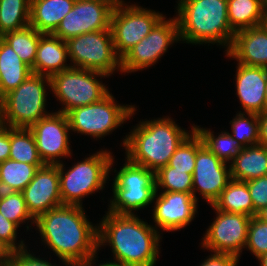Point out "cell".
I'll return each instance as SVG.
<instances>
[{"instance_id":"60d3db41","label":"cell","mask_w":267,"mask_h":266,"mask_svg":"<svg viewBox=\"0 0 267 266\" xmlns=\"http://www.w3.org/2000/svg\"><path fill=\"white\" fill-rule=\"evenodd\" d=\"M10 156V127L0 124V163Z\"/></svg>"},{"instance_id":"f907efd6","label":"cell","mask_w":267,"mask_h":266,"mask_svg":"<svg viewBox=\"0 0 267 266\" xmlns=\"http://www.w3.org/2000/svg\"><path fill=\"white\" fill-rule=\"evenodd\" d=\"M263 2H264V4H265V6L267 5V0H263Z\"/></svg>"},{"instance_id":"7bdbcfd3","label":"cell","mask_w":267,"mask_h":266,"mask_svg":"<svg viewBox=\"0 0 267 266\" xmlns=\"http://www.w3.org/2000/svg\"><path fill=\"white\" fill-rule=\"evenodd\" d=\"M11 251L0 240V266H5L9 260Z\"/></svg>"},{"instance_id":"5bb4252c","label":"cell","mask_w":267,"mask_h":266,"mask_svg":"<svg viewBox=\"0 0 267 266\" xmlns=\"http://www.w3.org/2000/svg\"><path fill=\"white\" fill-rule=\"evenodd\" d=\"M211 206L217 216L202 238V246L214 253L240 257V252L242 253L246 245L251 217L246 214L223 212Z\"/></svg>"},{"instance_id":"2e32d148","label":"cell","mask_w":267,"mask_h":266,"mask_svg":"<svg viewBox=\"0 0 267 266\" xmlns=\"http://www.w3.org/2000/svg\"><path fill=\"white\" fill-rule=\"evenodd\" d=\"M34 135L38 154L44 164L57 165V160L71 155L69 146V122L66 114L50 113L29 127Z\"/></svg>"},{"instance_id":"bcb514c9","label":"cell","mask_w":267,"mask_h":266,"mask_svg":"<svg viewBox=\"0 0 267 266\" xmlns=\"http://www.w3.org/2000/svg\"><path fill=\"white\" fill-rule=\"evenodd\" d=\"M257 259L260 262V266H267V253L259 256Z\"/></svg>"},{"instance_id":"7c38bea8","label":"cell","mask_w":267,"mask_h":266,"mask_svg":"<svg viewBox=\"0 0 267 266\" xmlns=\"http://www.w3.org/2000/svg\"><path fill=\"white\" fill-rule=\"evenodd\" d=\"M165 19L163 16L150 33L121 59V73L136 72L155 64L170 45L180 41L176 17Z\"/></svg>"},{"instance_id":"f6af8a7d","label":"cell","mask_w":267,"mask_h":266,"mask_svg":"<svg viewBox=\"0 0 267 266\" xmlns=\"http://www.w3.org/2000/svg\"><path fill=\"white\" fill-rule=\"evenodd\" d=\"M261 26L267 31V5L264 7Z\"/></svg>"},{"instance_id":"9a60e30c","label":"cell","mask_w":267,"mask_h":266,"mask_svg":"<svg viewBox=\"0 0 267 266\" xmlns=\"http://www.w3.org/2000/svg\"><path fill=\"white\" fill-rule=\"evenodd\" d=\"M231 180L227 163L212 153L197 134V157L192 175L193 197L198 201L195 193L200 191V195L213 205Z\"/></svg>"},{"instance_id":"74e56055","label":"cell","mask_w":267,"mask_h":266,"mask_svg":"<svg viewBox=\"0 0 267 266\" xmlns=\"http://www.w3.org/2000/svg\"><path fill=\"white\" fill-rule=\"evenodd\" d=\"M17 228L18 226L15 223L9 221L0 213V240L11 252L27 248L22 240L16 246Z\"/></svg>"},{"instance_id":"6da1fadb","label":"cell","mask_w":267,"mask_h":266,"mask_svg":"<svg viewBox=\"0 0 267 266\" xmlns=\"http://www.w3.org/2000/svg\"><path fill=\"white\" fill-rule=\"evenodd\" d=\"M42 241L63 264L79 266L94 261L98 247V226L85 216L82 206L62 205L39 216L35 223Z\"/></svg>"},{"instance_id":"603a6c76","label":"cell","mask_w":267,"mask_h":266,"mask_svg":"<svg viewBox=\"0 0 267 266\" xmlns=\"http://www.w3.org/2000/svg\"><path fill=\"white\" fill-rule=\"evenodd\" d=\"M231 178L249 181L267 175V147L261 144L244 147L240 154L230 162Z\"/></svg>"},{"instance_id":"d590c367","label":"cell","mask_w":267,"mask_h":266,"mask_svg":"<svg viewBox=\"0 0 267 266\" xmlns=\"http://www.w3.org/2000/svg\"><path fill=\"white\" fill-rule=\"evenodd\" d=\"M245 248L250 250L256 258L267 253V223L257 216L250 218Z\"/></svg>"},{"instance_id":"e575fe53","label":"cell","mask_w":267,"mask_h":266,"mask_svg":"<svg viewBox=\"0 0 267 266\" xmlns=\"http://www.w3.org/2000/svg\"><path fill=\"white\" fill-rule=\"evenodd\" d=\"M197 157V132L194 130L175 150L168 166L193 175Z\"/></svg>"},{"instance_id":"7dc6e473","label":"cell","mask_w":267,"mask_h":266,"mask_svg":"<svg viewBox=\"0 0 267 266\" xmlns=\"http://www.w3.org/2000/svg\"><path fill=\"white\" fill-rule=\"evenodd\" d=\"M94 262L93 261H91V262H88V263H85V264H82V265H79V266H93L92 264H93ZM97 266H119V265H114V264H110V263H108V262H104V263H102V264H98Z\"/></svg>"},{"instance_id":"d6a6232c","label":"cell","mask_w":267,"mask_h":266,"mask_svg":"<svg viewBox=\"0 0 267 266\" xmlns=\"http://www.w3.org/2000/svg\"><path fill=\"white\" fill-rule=\"evenodd\" d=\"M156 191L192 193V174L166 165L155 172Z\"/></svg>"},{"instance_id":"1f68e13d","label":"cell","mask_w":267,"mask_h":266,"mask_svg":"<svg viewBox=\"0 0 267 266\" xmlns=\"http://www.w3.org/2000/svg\"><path fill=\"white\" fill-rule=\"evenodd\" d=\"M244 112L237 113L236 117L230 121L232 133L230 134L244 148L250 145L259 144V119L258 114Z\"/></svg>"},{"instance_id":"ab89813d","label":"cell","mask_w":267,"mask_h":266,"mask_svg":"<svg viewBox=\"0 0 267 266\" xmlns=\"http://www.w3.org/2000/svg\"><path fill=\"white\" fill-rule=\"evenodd\" d=\"M239 257L232 254L214 253L211 254L200 266H237Z\"/></svg>"},{"instance_id":"f546056e","label":"cell","mask_w":267,"mask_h":266,"mask_svg":"<svg viewBox=\"0 0 267 266\" xmlns=\"http://www.w3.org/2000/svg\"><path fill=\"white\" fill-rule=\"evenodd\" d=\"M31 0H0V37L30 23Z\"/></svg>"},{"instance_id":"52a82bcc","label":"cell","mask_w":267,"mask_h":266,"mask_svg":"<svg viewBox=\"0 0 267 266\" xmlns=\"http://www.w3.org/2000/svg\"><path fill=\"white\" fill-rule=\"evenodd\" d=\"M113 179V199L110 200L109 211L116 214H134L154 201L156 194L155 172L135 165L128 159L116 172Z\"/></svg>"},{"instance_id":"e0dca14e","label":"cell","mask_w":267,"mask_h":266,"mask_svg":"<svg viewBox=\"0 0 267 266\" xmlns=\"http://www.w3.org/2000/svg\"><path fill=\"white\" fill-rule=\"evenodd\" d=\"M22 194L34 220L49 210L62 206L58 165L45 164L39 168Z\"/></svg>"},{"instance_id":"f35d334b","label":"cell","mask_w":267,"mask_h":266,"mask_svg":"<svg viewBox=\"0 0 267 266\" xmlns=\"http://www.w3.org/2000/svg\"><path fill=\"white\" fill-rule=\"evenodd\" d=\"M5 266H57L47 260L34 256L26 248L11 252L10 258ZM65 266H71L66 264Z\"/></svg>"},{"instance_id":"ffe728a7","label":"cell","mask_w":267,"mask_h":266,"mask_svg":"<svg viewBox=\"0 0 267 266\" xmlns=\"http://www.w3.org/2000/svg\"><path fill=\"white\" fill-rule=\"evenodd\" d=\"M226 55L239 64L267 68V31L260 25L236 32Z\"/></svg>"},{"instance_id":"d6986e66","label":"cell","mask_w":267,"mask_h":266,"mask_svg":"<svg viewBox=\"0 0 267 266\" xmlns=\"http://www.w3.org/2000/svg\"><path fill=\"white\" fill-rule=\"evenodd\" d=\"M236 94L244 113L260 114L265 111L267 68L237 64Z\"/></svg>"},{"instance_id":"5b68a950","label":"cell","mask_w":267,"mask_h":266,"mask_svg":"<svg viewBox=\"0 0 267 266\" xmlns=\"http://www.w3.org/2000/svg\"><path fill=\"white\" fill-rule=\"evenodd\" d=\"M46 82V83H45ZM50 77L31 74L16 89L0 99V124L11 128H29L50 114L46 107V87Z\"/></svg>"},{"instance_id":"44dd1931","label":"cell","mask_w":267,"mask_h":266,"mask_svg":"<svg viewBox=\"0 0 267 266\" xmlns=\"http://www.w3.org/2000/svg\"><path fill=\"white\" fill-rule=\"evenodd\" d=\"M68 56L66 41L53 34H42L39 39L34 74L51 77L71 67L65 64Z\"/></svg>"},{"instance_id":"4fadbf2b","label":"cell","mask_w":267,"mask_h":266,"mask_svg":"<svg viewBox=\"0 0 267 266\" xmlns=\"http://www.w3.org/2000/svg\"><path fill=\"white\" fill-rule=\"evenodd\" d=\"M114 6L99 0H76L52 33L67 41L69 38L95 31L110 30Z\"/></svg>"},{"instance_id":"cb8c5ba5","label":"cell","mask_w":267,"mask_h":266,"mask_svg":"<svg viewBox=\"0 0 267 266\" xmlns=\"http://www.w3.org/2000/svg\"><path fill=\"white\" fill-rule=\"evenodd\" d=\"M31 74L32 69L0 37V99L16 89Z\"/></svg>"},{"instance_id":"d4e9b609","label":"cell","mask_w":267,"mask_h":266,"mask_svg":"<svg viewBox=\"0 0 267 266\" xmlns=\"http://www.w3.org/2000/svg\"><path fill=\"white\" fill-rule=\"evenodd\" d=\"M213 206L227 213L246 214L250 217L256 216L257 212L251 200L250 192L246 182L231 180L221 192Z\"/></svg>"},{"instance_id":"4dcf8cb0","label":"cell","mask_w":267,"mask_h":266,"mask_svg":"<svg viewBox=\"0 0 267 266\" xmlns=\"http://www.w3.org/2000/svg\"><path fill=\"white\" fill-rule=\"evenodd\" d=\"M194 130L201 137L203 144L225 163L233 161L243 149L229 132L222 131V133L215 137L210 129L207 130L195 125Z\"/></svg>"},{"instance_id":"836d02e7","label":"cell","mask_w":267,"mask_h":266,"mask_svg":"<svg viewBox=\"0 0 267 266\" xmlns=\"http://www.w3.org/2000/svg\"><path fill=\"white\" fill-rule=\"evenodd\" d=\"M0 213L18 227L26 220H35L31 217L26 207L22 192L0 191Z\"/></svg>"},{"instance_id":"c3c4849f","label":"cell","mask_w":267,"mask_h":266,"mask_svg":"<svg viewBox=\"0 0 267 266\" xmlns=\"http://www.w3.org/2000/svg\"><path fill=\"white\" fill-rule=\"evenodd\" d=\"M99 1L108 2V3L112 4L114 7H116L117 5H119V4L124 2L122 0H99Z\"/></svg>"},{"instance_id":"7a4b0ae2","label":"cell","mask_w":267,"mask_h":266,"mask_svg":"<svg viewBox=\"0 0 267 266\" xmlns=\"http://www.w3.org/2000/svg\"><path fill=\"white\" fill-rule=\"evenodd\" d=\"M160 232L137 215L108 212L98 226V247L112 248L119 266H154L159 254Z\"/></svg>"},{"instance_id":"7402d4cb","label":"cell","mask_w":267,"mask_h":266,"mask_svg":"<svg viewBox=\"0 0 267 266\" xmlns=\"http://www.w3.org/2000/svg\"><path fill=\"white\" fill-rule=\"evenodd\" d=\"M76 0H31L29 25L43 34H52L73 8Z\"/></svg>"},{"instance_id":"484cf974","label":"cell","mask_w":267,"mask_h":266,"mask_svg":"<svg viewBox=\"0 0 267 266\" xmlns=\"http://www.w3.org/2000/svg\"><path fill=\"white\" fill-rule=\"evenodd\" d=\"M265 4L263 0H227L229 25L238 31L260 26Z\"/></svg>"},{"instance_id":"ac0fdd59","label":"cell","mask_w":267,"mask_h":266,"mask_svg":"<svg viewBox=\"0 0 267 266\" xmlns=\"http://www.w3.org/2000/svg\"><path fill=\"white\" fill-rule=\"evenodd\" d=\"M156 199L153 211V220L163 231H177L183 229L194 219L197 213V200L192 193L166 192Z\"/></svg>"},{"instance_id":"8992f818","label":"cell","mask_w":267,"mask_h":266,"mask_svg":"<svg viewBox=\"0 0 267 266\" xmlns=\"http://www.w3.org/2000/svg\"><path fill=\"white\" fill-rule=\"evenodd\" d=\"M114 158L112 153L102 150L74 164L64 172V164L59 163V187L63 205L82 206L81 199L102 190L109 177Z\"/></svg>"},{"instance_id":"ee69618b","label":"cell","mask_w":267,"mask_h":266,"mask_svg":"<svg viewBox=\"0 0 267 266\" xmlns=\"http://www.w3.org/2000/svg\"><path fill=\"white\" fill-rule=\"evenodd\" d=\"M260 220L267 223V207L262 208L256 215Z\"/></svg>"},{"instance_id":"ba28073f","label":"cell","mask_w":267,"mask_h":266,"mask_svg":"<svg viewBox=\"0 0 267 266\" xmlns=\"http://www.w3.org/2000/svg\"><path fill=\"white\" fill-rule=\"evenodd\" d=\"M107 77L99 71L71 67L50 77V89L57 100L62 102L63 109L58 110L66 114L68 111L92 103L99 102L110 92L102 82L95 77Z\"/></svg>"},{"instance_id":"f1b7e54d","label":"cell","mask_w":267,"mask_h":266,"mask_svg":"<svg viewBox=\"0 0 267 266\" xmlns=\"http://www.w3.org/2000/svg\"><path fill=\"white\" fill-rule=\"evenodd\" d=\"M32 26H27L20 30L5 33L1 38L11 46L20 59L26 63L34 73V61L40 36Z\"/></svg>"},{"instance_id":"9c48e42d","label":"cell","mask_w":267,"mask_h":266,"mask_svg":"<svg viewBox=\"0 0 267 266\" xmlns=\"http://www.w3.org/2000/svg\"><path fill=\"white\" fill-rule=\"evenodd\" d=\"M135 111L134 106L117 105L109 93L99 102L68 111L66 116L72 131L97 139L121 126Z\"/></svg>"},{"instance_id":"83f0119b","label":"cell","mask_w":267,"mask_h":266,"mask_svg":"<svg viewBox=\"0 0 267 266\" xmlns=\"http://www.w3.org/2000/svg\"><path fill=\"white\" fill-rule=\"evenodd\" d=\"M9 159L36 165L38 168L45 165L38 154L34 135L29 128L10 127Z\"/></svg>"},{"instance_id":"681fc988","label":"cell","mask_w":267,"mask_h":266,"mask_svg":"<svg viewBox=\"0 0 267 266\" xmlns=\"http://www.w3.org/2000/svg\"><path fill=\"white\" fill-rule=\"evenodd\" d=\"M265 111H267V82L265 87Z\"/></svg>"},{"instance_id":"4316f807","label":"cell","mask_w":267,"mask_h":266,"mask_svg":"<svg viewBox=\"0 0 267 266\" xmlns=\"http://www.w3.org/2000/svg\"><path fill=\"white\" fill-rule=\"evenodd\" d=\"M36 165L7 159L0 163V191L22 192L34 178Z\"/></svg>"},{"instance_id":"30bf717a","label":"cell","mask_w":267,"mask_h":266,"mask_svg":"<svg viewBox=\"0 0 267 266\" xmlns=\"http://www.w3.org/2000/svg\"><path fill=\"white\" fill-rule=\"evenodd\" d=\"M68 59L73 67L113 74L121 70V59L116 55L111 30L95 31L69 38ZM118 67V68H117Z\"/></svg>"},{"instance_id":"b9f144b4","label":"cell","mask_w":267,"mask_h":266,"mask_svg":"<svg viewBox=\"0 0 267 266\" xmlns=\"http://www.w3.org/2000/svg\"><path fill=\"white\" fill-rule=\"evenodd\" d=\"M259 119V144L267 147V111L258 114Z\"/></svg>"},{"instance_id":"277c9868","label":"cell","mask_w":267,"mask_h":266,"mask_svg":"<svg viewBox=\"0 0 267 266\" xmlns=\"http://www.w3.org/2000/svg\"><path fill=\"white\" fill-rule=\"evenodd\" d=\"M179 38L186 43H217L229 50L235 32L229 25L227 0H179Z\"/></svg>"},{"instance_id":"8fae6325","label":"cell","mask_w":267,"mask_h":266,"mask_svg":"<svg viewBox=\"0 0 267 266\" xmlns=\"http://www.w3.org/2000/svg\"><path fill=\"white\" fill-rule=\"evenodd\" d=\"M163 14L140 6L121 3L111 16L110 30L116 55L122 59L128 51L146 37Z\"/></svg>"},{"instance_id":"3957f363","label":"cell","mask_w":267,"mask_h":266,"mask_svg":"<svg viewBox=\"0 0 267 266\" xmlns=\"http://www.w3.org/2000/svg\"><path fill=\"white\" fill-rule=\"evenodd\" d=\"M186 132L171 118L140 122L123 140L126 159L157 172L168 165L180 144L194 131Z\"/></svg>"},{"instance_id":"8d00e7d4","label":"cell","mask_w":267,"mask_h":266,"mask_svg":"<svg viewBox=\"0 0 267 266\" xmlns=\"http://www.w3.org/2000/svg\"><path fill=\"white\" fill-rule=\"evenodd\" d=\"M256 212L267 207V175L246 181Z\"/></svg>"}]
</instances>
